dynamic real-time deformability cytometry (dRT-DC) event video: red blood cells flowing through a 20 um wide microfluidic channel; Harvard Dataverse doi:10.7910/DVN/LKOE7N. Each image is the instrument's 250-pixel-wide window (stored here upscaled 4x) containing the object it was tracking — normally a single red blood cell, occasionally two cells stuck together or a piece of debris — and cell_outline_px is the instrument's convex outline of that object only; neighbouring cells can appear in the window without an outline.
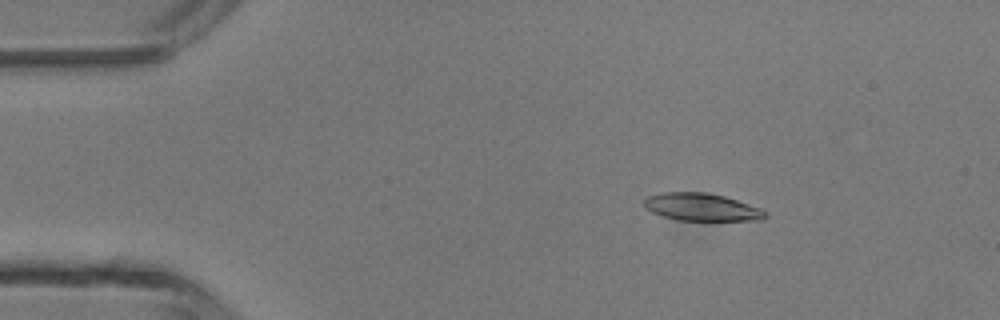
{"species": "common noctule bat (a hibernating species)", "species_latin": "Nyctalus noctula", "temperature_condition": "room temperature", "stored_images_in_passage": 48, "camera_frame_rate_fps": 3000, "um_per_image_px": 0.085, "animal": {"sex": "male", "body_mass_g": 13.3}, "frame": {"image": 1, "passage_image": 8, "time_ms": 2.333, "image_size_px": [1000, 320], "cell_outline_px": [[768, 216], [760, 220], [680, 220], [664, 216], [652, 212], [644, 208], [644, 196], [664, 192], [704, 192], [724, 196], [760, 208], [768, 212]], "centroid_in_image_um": [59.62, 17.59], "position_along_channel_um": 25.4, "area_um2": 19.42}}
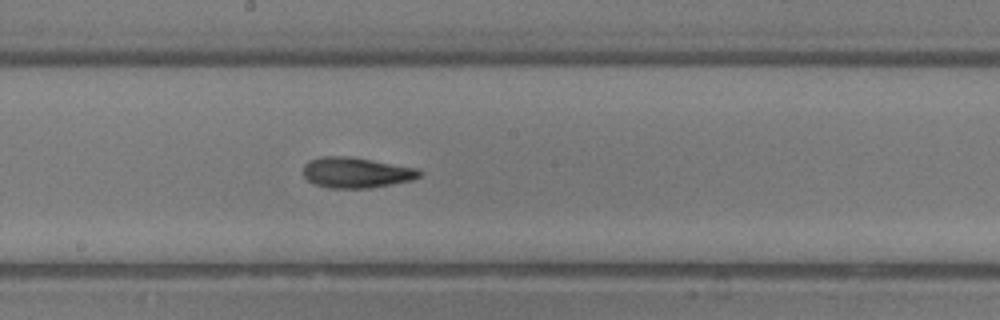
{"frame": {"image": 2, "passage_image": 26, "time_ms": 8.333, "image_size_px": [1000, 320], "cell_outline_px": [[424, 172], [420, 176], [412, 180], [368, 188], [328, 188], [316, 184], [308, 180], [304, 176], [304, 164], [308, 160], [320, 156], [348, 156], [420, 168]], "centroid_in_image_um": [30.3, 14.66], "position_along_channel_um": 217.9, "area_um2": 20.81}}
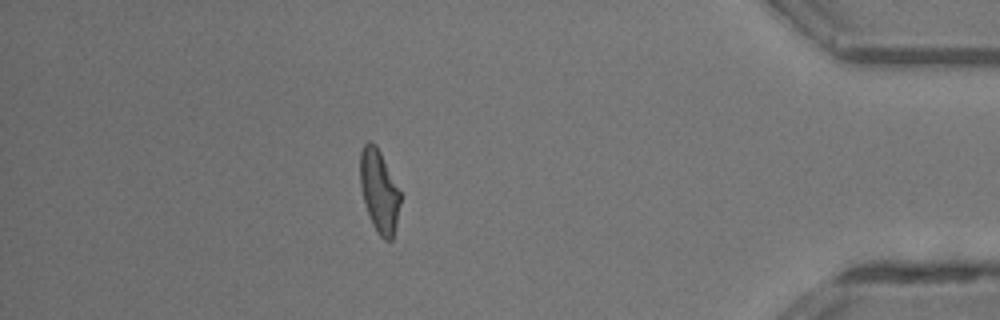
{"frame": {"image": 3, "passage_image": 42, "time_ms": 13.667, "image_size_px": [1000, 320], "cell_outline_px": [[400, 204], [396, 224], [392, 240], [384, 240], [380, 236], [372, 224], [364, 200], [360, 184], [360, 152], [364, 144], [368, 140], [376, 144], [400, 192]], "centroid_in_image_um": [32.22, 16.23], "position_along_channel_um": 403.0, "area_um2": 19.02}, "authors_computed_cell_mechanics": {"area_um2": 19.9988, "velocity_mm_per_s": 4.3408, "shape_relaxation_time_tau1_ms": 7.2002, "shape_relaxation_time_tau2_ms": 4.1616, "deformation_change_tau1": 0.2489, "deformation_change_tau2": 0.142}}